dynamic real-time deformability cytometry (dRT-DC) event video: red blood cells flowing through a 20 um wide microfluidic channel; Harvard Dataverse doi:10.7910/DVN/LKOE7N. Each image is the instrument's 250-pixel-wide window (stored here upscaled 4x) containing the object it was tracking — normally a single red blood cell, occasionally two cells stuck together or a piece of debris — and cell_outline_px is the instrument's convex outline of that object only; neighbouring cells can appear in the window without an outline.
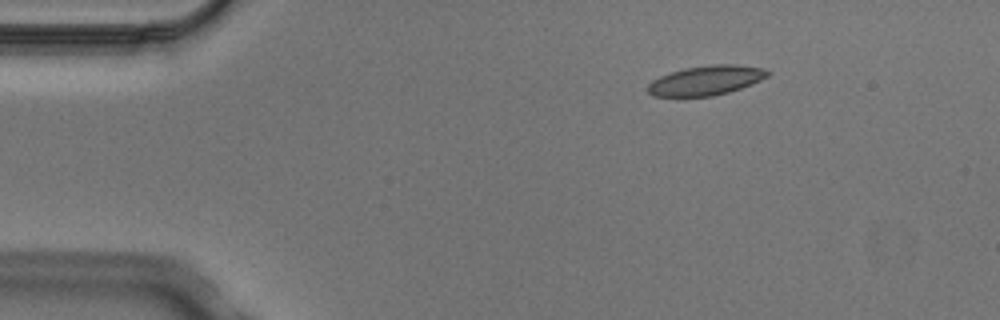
{"species": "Egyptian fruit bat (a non-hibernating species)", "species_latin": "Rousettus aegyptiacus", "temperature_condition": "cold", "stored_images_in_passage": 5, "camera_frame_rate_fps": 3000, "um_per_image_px": 0.085, "animal": {"sex": "male"}, "frame": {"image": 1, "passage_image": 5, "time_ms": 1.333, "image_size_px": [1000, 320], "cell_outline_px": [[772, 72], [768, 76], [752, 84], [728, 92], [712, 96], [652, 96], [648, 92], [648, 84], [652, 80], [660, 76], [684, 68], [712, 64], [736, 64], [764, 68]], "centroid_in_image_um": [60.03, 6.82], "position_along_channel_um": 25.0, "area_um2": 20.63}}